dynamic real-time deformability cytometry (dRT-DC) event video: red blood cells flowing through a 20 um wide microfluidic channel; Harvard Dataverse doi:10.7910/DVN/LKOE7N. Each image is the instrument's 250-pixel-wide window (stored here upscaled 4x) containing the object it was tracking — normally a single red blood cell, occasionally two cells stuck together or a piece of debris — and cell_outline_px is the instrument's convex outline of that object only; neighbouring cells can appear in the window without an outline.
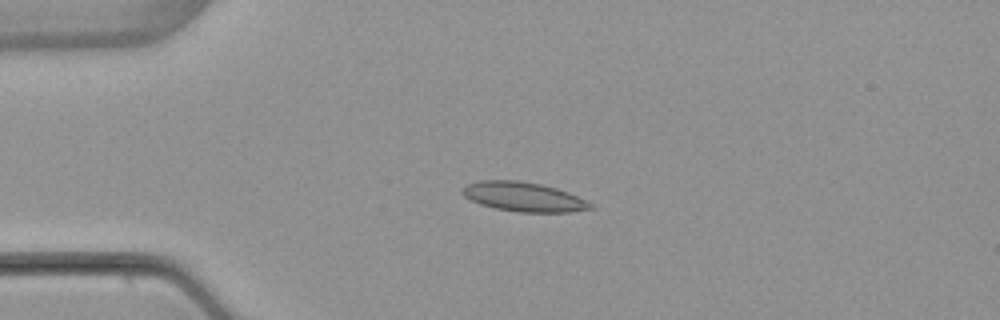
{"species": "common noctule bat (a hibernating species)", "species_latin": "Nyctalus noctula", "temperature_condition": "warm", "stored_images_in_passage": 5, "camera_frame_rate_fps": 3000, "um_per_image_px": 0.085, "animal": {"sex": "female", "body_mass_g": 22.7, "forearm_length_mm": 54.2}, "frame": {"image": 1, "passage_image": 4, "time_ms": 3.667, "image_size_px": [1000, 320], "cell_outline_px": [[592, 208], [572, 212], [520, 212], [492, 208], [480, 204], [464, 196], [460, 192], [460, 188], [468, 184], [480, 180], [516, 180], [540, 184], [556, 188], [568, 192], [592, 204]], "centroid_in_image_um": [44.45, 16.73], "position_along_channel_um": 40.6, "area_um2": 21.85}}